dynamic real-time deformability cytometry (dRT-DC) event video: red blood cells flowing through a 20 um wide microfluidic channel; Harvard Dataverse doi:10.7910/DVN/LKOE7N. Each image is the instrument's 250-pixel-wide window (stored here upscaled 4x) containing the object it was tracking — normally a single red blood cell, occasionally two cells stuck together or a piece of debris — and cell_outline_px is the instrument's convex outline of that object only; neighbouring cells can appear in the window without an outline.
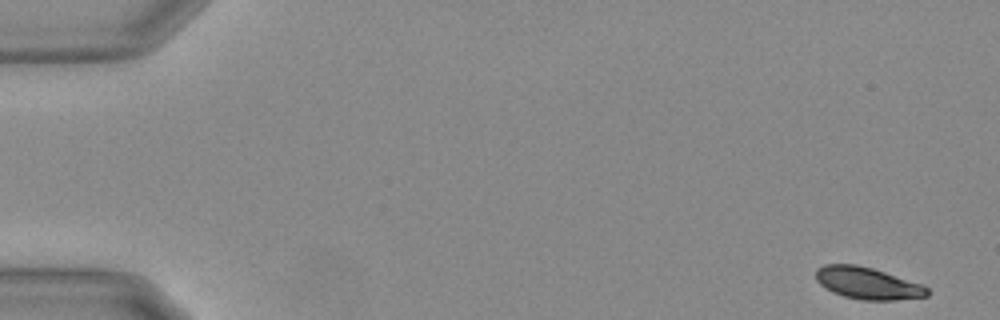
{"species": "Egyptian fruit bat (a non-hibernating species)", "species_latin": "Rousettus aegyptiacus", "temperature_condition": "warm", "stored_images_in_passage": 55, "camera_frame_rate_fps": 3000, "um_per_image_px": 0.085, "animal": {"sex": "female"}, "frame": {"image": 1, "passage_image": 1, "time_ms": 0.0, "image_size_px": [1000, 320], "cell_outline_px": [[928, 296], [896, 300], [860, 300], [844, 296], [832, 292], [820, 284], [816, 280], [816, 268], [824, 264], [856, 264], [872, 268], [924, 284], [928, 288]], "centroid_in_image_um": [73.75, 24.07], "position_along_channel_um": 11.3, "area_um2": 20.87}}
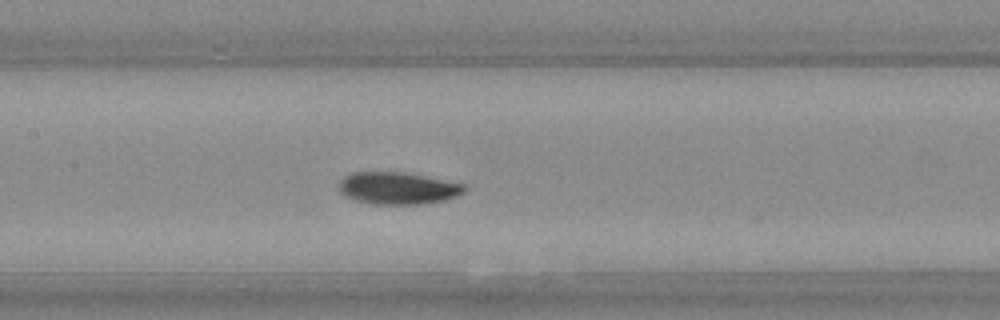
{"frame": {"image": 2, "passage_image": 26, "time_ms": 8.333, "image_size_px": [1000, 320], "cell_outline_px": [[464, 192], [456, 196], [444, 200], [420, 204], [372, 204], [352, 200], [344, 196], [340, 192], [340, 180], [344, 176], [352, 172], [404, 172], [464, 184]], "centroid_in_image_um": [33.75, 16.0], "position_along_channel_um": 173.6, "area_um2": 23.41}}
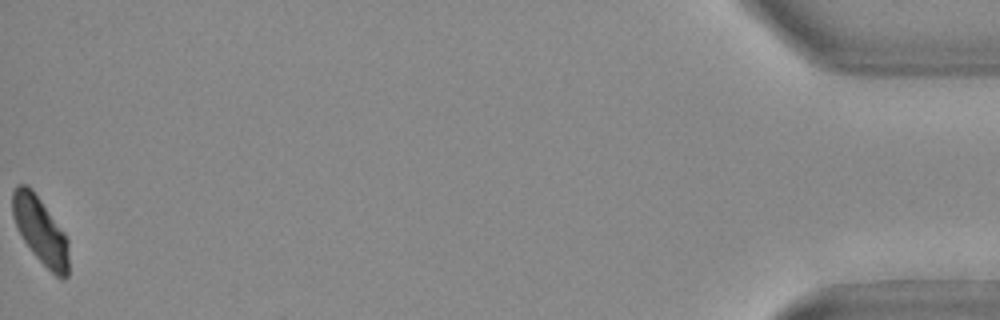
{"frame": {"image": 3, "passage_image": 55, "time_ms": 18.0, "image_size_px": [1000, 320], "cell_outline_px": [[68, 276], [64, 280], [56, 276], [32, 252], [24, 240], [12, 216], [12, 192], [20, 184], [28, 184], [32, 188], [64, 232], [68, 240]], "centroid_in_image_um": [3.44, 19.58], "position_along_channel_um": 431.8, "area_um2": 21.62}, "authors_computed_cell_mechanics": {"area_um2": 22.9466, "velocity_mm_per_s": 3.6732, "shape_relaxation_time_tau1_ms": 4.8223, "shape_relaxation_time_tau2_ms": 2.0682, "deformation_change_tau1": 0.1368, "deformation_change_tau2": 0.0418}}